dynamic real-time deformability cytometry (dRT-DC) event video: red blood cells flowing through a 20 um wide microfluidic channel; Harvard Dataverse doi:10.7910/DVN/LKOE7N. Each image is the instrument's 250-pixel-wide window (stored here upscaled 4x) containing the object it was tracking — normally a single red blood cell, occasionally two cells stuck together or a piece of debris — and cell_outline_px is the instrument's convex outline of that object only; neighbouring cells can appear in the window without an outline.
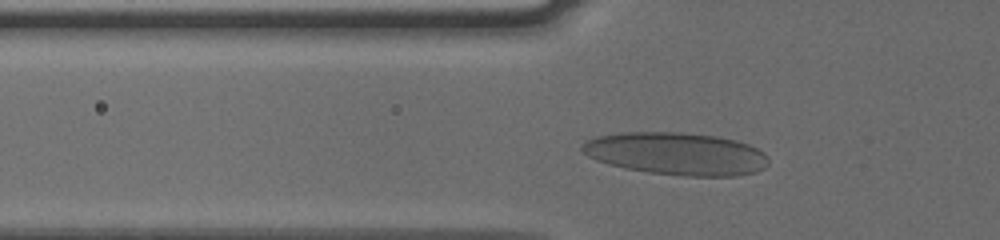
{"species": "human", "species_latin": "Homo sapiens", "temperature_condition": "cold", "stored_images_in_passage": 40, "camera_frame_rate_fps": 3000, "um_per_image_px": 0.085, "donor": {"sex": "male"}, "frame": {"image": 1, "passage_image": 12, "time_ms": 3.667, "image_size_px": [1000, 240], "cell_outline_px": [[768, 164], [764, 168], [756, 172], [736, 176], [684, 176], [648, 172], [624, 168], [608, 164], [596, 160], [588, 156], [580, 148], [580, 144], [596, 136], [620, 132], [680, 132], [720, 136], [736, 140], [748, 144], [764, 152], [768, 156]], "centroid_in_image_um": [57.5, 13.06], "position_along_channel_um": 68.3, "area_um2": 46.59}}
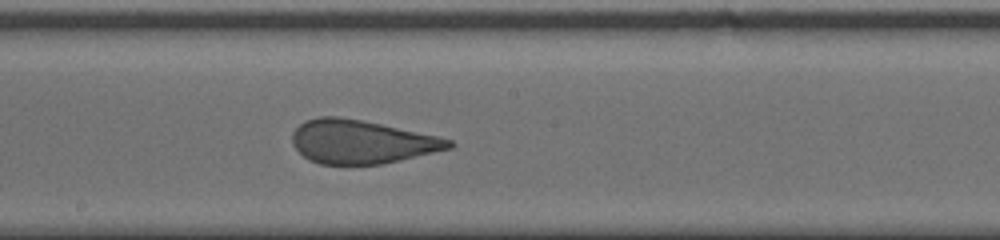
{"frame": {"image": 2, "passage_image": 24, "time_ms": 7.667, "image_size_px": [1000, 240], "cell_outline_px": [[456, 144], [452, 148], [384, 164], [320, 164], [308, 160], [292, 144], [292, 132], [304, 120], [320, 116], [340, 116], [440, 136], [452, 140]], "centroid_in_image_um": [30.73, 12.05], "position_along_channel_um": 217.5, "area_um2": 39.88}}
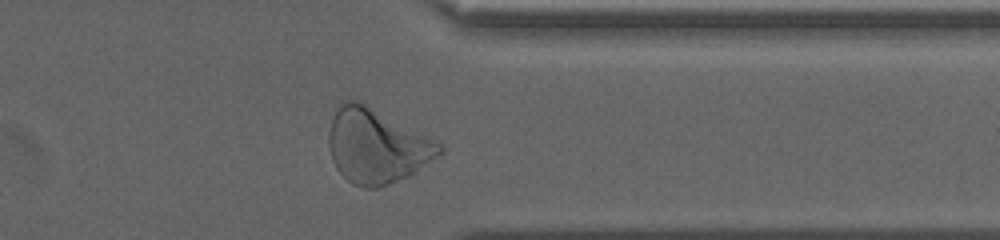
{"frame": {"image": 3, "passage_image": 37, "time_ms": 12.0, "image_size_px": [1000, 240], "cell_outline_px": [[444, 152], [408, 176], [388, 184], [376, 188], [364, 188], [352, 184], [336, 168], [332, 160], [328, 144], [328, 132], [332, 116], [340, 100], [348, 96], [352, 96], [440, 144], [444, 148]], "centroid_in_image_um": [31.93, 12.37], "position_along_channel_um": 379.5, "area_um2": 47.92}, "authors_computed_cell_mechanics": {"area_um2": 42.9454, "velocity_mm_per_s": 3.7974, "shape_relaxation_time_tau1_ms": 8.6213, "shape_relaxation_time_tau2_ms": null, "deformation_change_tau1": 0.2203, "deformation_change_tau2": null}}